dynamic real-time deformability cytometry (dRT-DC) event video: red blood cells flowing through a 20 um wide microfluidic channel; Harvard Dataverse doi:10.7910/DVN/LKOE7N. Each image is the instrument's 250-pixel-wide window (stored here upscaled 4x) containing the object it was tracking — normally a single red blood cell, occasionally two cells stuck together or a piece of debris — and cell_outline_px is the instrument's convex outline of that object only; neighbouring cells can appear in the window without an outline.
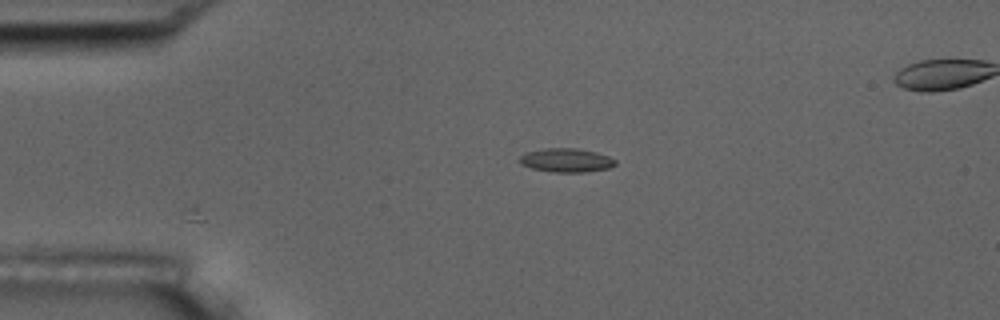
{"species": "common noctule bat (a hibernating species)", "species_latin": "Nyctalus noctula", "temperature_condition": "room temperature", "stored_images_in_passage": 3, "camera_frame_rate_fps": 3000, "um_per_image_px": 0.085, "animal": {"sex": "male", "body_mass_g": 17.5, "forearm_length_mm": 52.3}, "frame": {"image": 1, "passage_image": 3, "time_ms": 2.333, "image_size_px": [1000, 320], "cell_outline_px": [[616, 164], [608, 168], [584, 172], [552, 172], [532, 168], [520, 164], [520, 156], [524, 152], [544, 148], [576, 148], [596, 152], [608, 156], [616, 160]], "centroid_in_image_um": [48.11, 13.61], "position_along_channel_um": 36.9, "area_um2": 13.29}}